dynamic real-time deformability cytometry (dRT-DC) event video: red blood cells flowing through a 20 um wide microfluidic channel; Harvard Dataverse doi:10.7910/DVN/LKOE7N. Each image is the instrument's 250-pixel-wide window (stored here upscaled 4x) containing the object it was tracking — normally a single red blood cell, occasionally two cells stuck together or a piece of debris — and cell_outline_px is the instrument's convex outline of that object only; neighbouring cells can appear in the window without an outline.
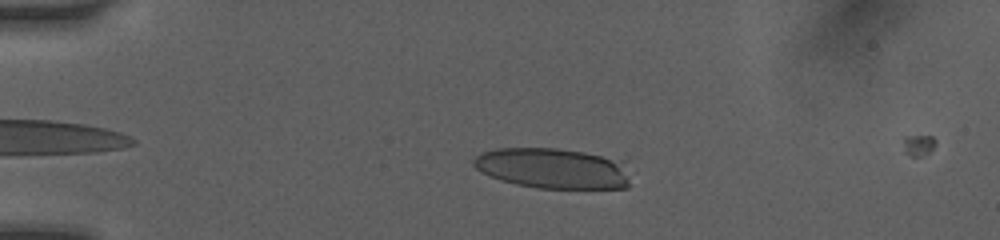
{"species": "human", "species_latin": "Homo sapiens", "temperature_condition": "room temperature", "stored_images_in_passage": 12, "camera_frame_rate_fps": 3000, "um_per_image_px": 0.085, "donor": {"sex": "female"}, "frame": {"image": 1, "passage_image": 9, "time_ms": 1.667, "image_size_px": [1000, 240], "cell_outline_px": [[636, 172], [628, 188], [536, 188], [516, 184], [500, 180], [480, 172], [472, 164], [472, 160], [480, 152], [496, 148], [556, 148], [584, 152], [624, 160]], "centroid_in_image_um": [47.11, 14.31], "position_along_channel_um": 37.9, "area_um2": 38.09}}